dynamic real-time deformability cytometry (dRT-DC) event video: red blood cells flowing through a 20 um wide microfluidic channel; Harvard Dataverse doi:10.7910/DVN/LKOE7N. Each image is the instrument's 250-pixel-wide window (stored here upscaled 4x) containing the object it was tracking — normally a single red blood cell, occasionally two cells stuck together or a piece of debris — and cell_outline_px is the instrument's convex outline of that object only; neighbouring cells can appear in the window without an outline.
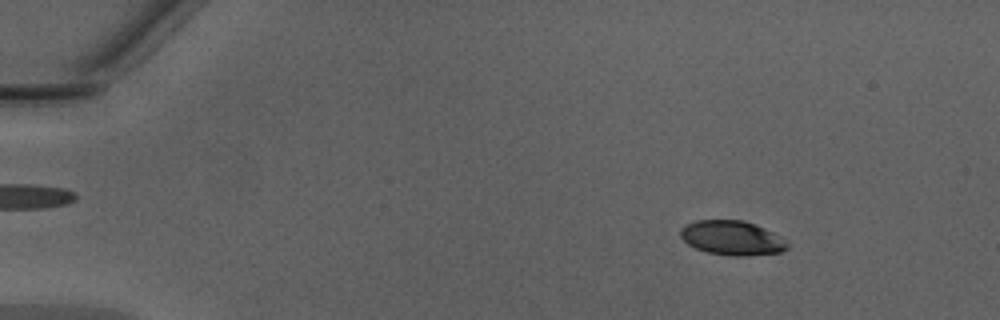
{"species": "Egyptian fruit bat (a non-hibernating species)", "species_latin": "Rousettus aegyptiacus", "temperature_condition": "warm", "stored_images_in_passage": 43, "camera_frame_rate_fps": 3000, "um_per_image_px": 0.085, "animal": {"sex": "male"}, "frame": {"image": 1, "passage_image": 1, "time_ms": 0.0, "image_size_px": [1000, 320], "cell_outline_px": [[788, 248], [780, 252], [748, 256], [732, 256], [708, 252], [696, 248], [688, 244], [680, 236], [680, 228], [696, 220], [744, 220], [764, 228], [772, 232], [788, 244]], "centroid_in_image_um": [62.2, 20.22], "position_along_channel_um": 22.8, "area_um2": 21.21}}
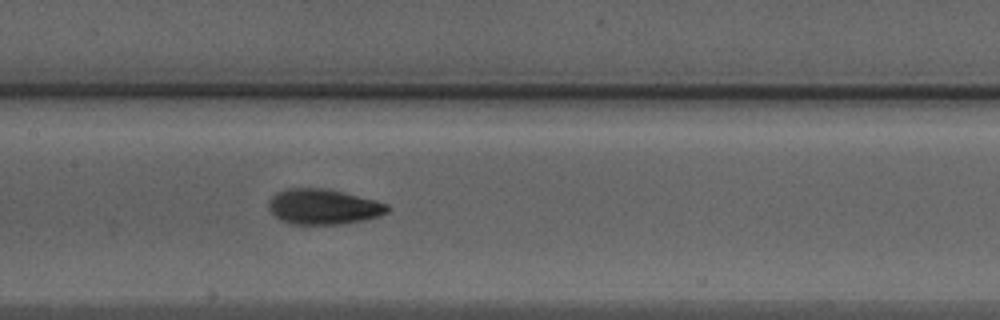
{"frame": {"image": 2, "passage_image": 19, "time_ms": 6.0, "image_size_px": [1000, 320], "cell_outline_px": [[392, 208], [388, 212], [380, 216], [364, 220], [340, 224], [288, 224], [280, 220], [268, 208], [268, 200], [276, 192], [288, 188], [324, 188], [344, 192], [376, 200], [388, 204]], "centroid_in_image_um": [27.5, 17.57], "position_along_channel_um": 179.9, "area_um2": 24.74}}
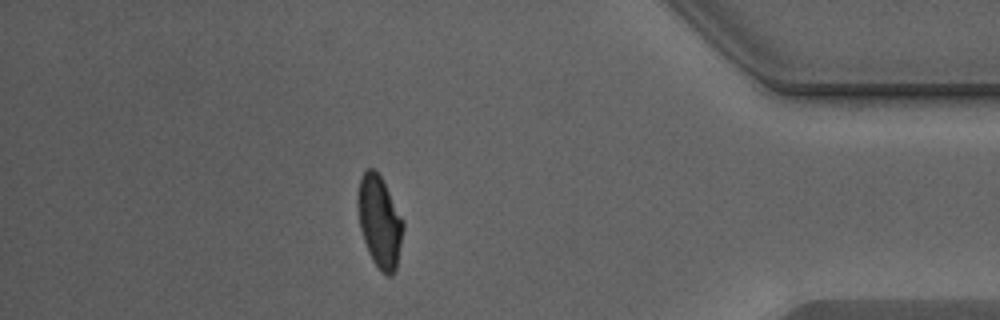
{"frame": {"image": 3, "passage_image": 37, "time_ms": 12.0, "image_size_px": [1000, 320], "cell_outline_px": [[404, 228], [396, 268], [392, 276], [388, 276], [372, 260], [368, 252], [360, 228], [356, 204], [356, 200], [360, 180], [364, 172], [368, 168], [372, 168], [380, 176], [404, 220]], "centroid_in_image_um": [32.26, 18.84], "position_along_channel_um": 402.9, "area_um2": 24.04}, "authors_computed_cell_mechanics": {"area_um2": 23.698, "velocity_mm_per_s": 4.313, "shape_relaxation_time_tau1_ms": 3.2294, "shape_relaxation_time_tau2_ms": 1.2977, "deformation_change_tau1": 0.1696, "deformation_change_tau2": 0.0696}}